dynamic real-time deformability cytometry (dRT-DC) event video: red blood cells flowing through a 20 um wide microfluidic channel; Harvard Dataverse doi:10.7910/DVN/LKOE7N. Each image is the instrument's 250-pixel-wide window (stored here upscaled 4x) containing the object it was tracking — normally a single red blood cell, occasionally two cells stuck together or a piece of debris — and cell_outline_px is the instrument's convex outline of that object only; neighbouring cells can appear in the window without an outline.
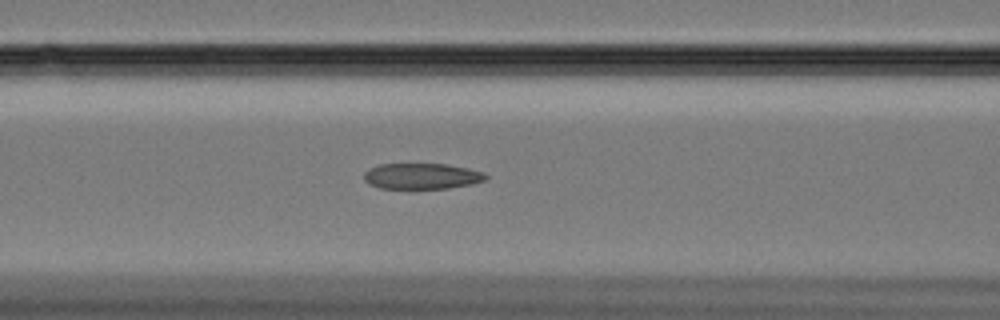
{"species": "Egyptian fruit bat (a non-hibernating species)", "species_latin": "Rousettus aegyptiacus", "temperature_condition": "cold", "stored_images_in_passage": 47, "camera_frame_rate_fps": 3000, "um_per_image_px": 0.085, "animal": {"sex": "female"}, "frame": {"image": 1, "passage_image": 19, "time_ms": 6.0, "image_size_px": [1000, 320], "cell_outline_px": [[488, 176], [484, 180], [472, 184], [448, 188], [380, 188], [368, 184], [364, 180], [364, 172], [380, 164], [444, 164], [468, 168], [484, 172]], "centroid_in_image_um": [35.85, 14.97], "position_along_channel_um": 130.7, "area_um2": 18.21}}
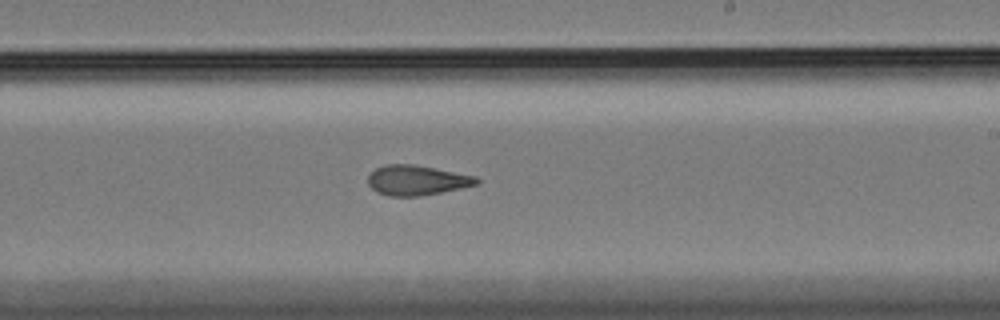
{"frame": {"image": 2, "passage_image": 30, "time_ms": 9.667, "image_size_px": [1000, 320], "cell_outline_px": [[480, 180], [476, 184], [460, 188], [420, 196], [388, 196], [376, 192], [368, 184], [368, 176], [376, 168], [384, 164], [412, 164], [476, 176]], "centroid_in_image_um": [35.38, 15.32], "position_along_channel_um": 253.6, "area_um2": 18.79}}
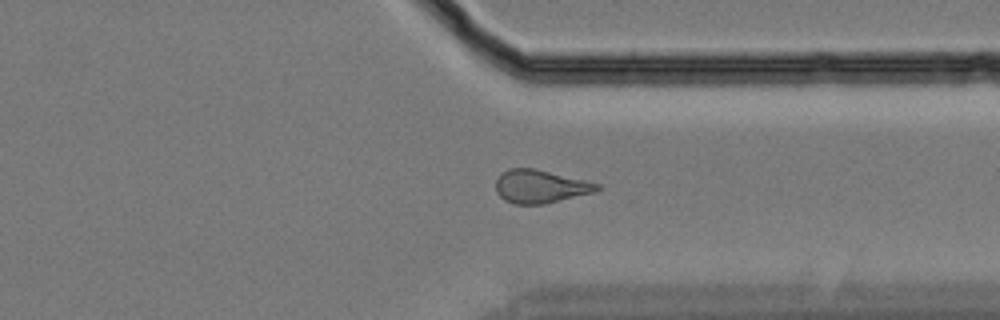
{"frame": {"image": 3, "passage_image": 40, "time_ms": 13.0, "image_size_px": [1000, 320], "cell_outline_px": [[600, 188], [592, 192], [544, 204], [516, 204], [504, 200], [496, 192], [496, 180], [500, 172], [508, 168], [536, 168], [600, 184]], "centroid_in_image_um": [45.86, 15.83], "position_along_channel_um": 365.5, "area_um2": 19.48}}